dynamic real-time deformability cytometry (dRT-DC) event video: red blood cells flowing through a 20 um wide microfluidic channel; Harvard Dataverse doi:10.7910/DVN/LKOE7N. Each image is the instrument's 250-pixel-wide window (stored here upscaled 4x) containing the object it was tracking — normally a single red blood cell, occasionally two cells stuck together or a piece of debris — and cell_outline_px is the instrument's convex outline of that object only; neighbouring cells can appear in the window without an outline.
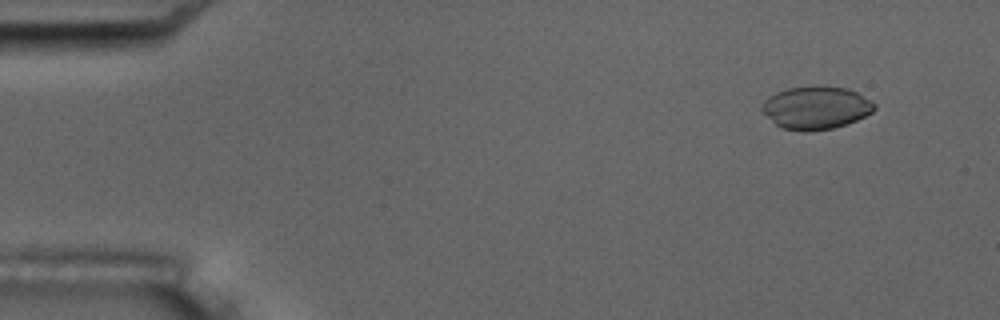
{"species": "common noctule bat (a hibernating species)", "species_latin": "Nyctalus noctula", "temperature_condition": "room temperature", "stored_images_in_passage": 5, "camera_frame_rate_fps": 3000, "um_per_image_px": 0.085, "animal": {"sex": "male", "body_mass_g": 17.5, "forearm_length_mm": 52.3}, "frame": {"image": 1, "passage_image": 2, "time_ms": 1.0, "image_size_px": [1000, 320], "cell_outline_px": [[876, 108], [872, 112], [856, 120], [832, 128], [808, 132], [804, 132], [784, 128], [776, 124], [760, 108], [764, 100], [768, 96], [776, 92], [788, 88], [812, 84], [816, 84], [844, 88], [856, 92], [876, 104]], "centroid_in_image_um": [69.34, 9.13], "position_along_channel_um": 15.7, "area_um2": 28.15}}